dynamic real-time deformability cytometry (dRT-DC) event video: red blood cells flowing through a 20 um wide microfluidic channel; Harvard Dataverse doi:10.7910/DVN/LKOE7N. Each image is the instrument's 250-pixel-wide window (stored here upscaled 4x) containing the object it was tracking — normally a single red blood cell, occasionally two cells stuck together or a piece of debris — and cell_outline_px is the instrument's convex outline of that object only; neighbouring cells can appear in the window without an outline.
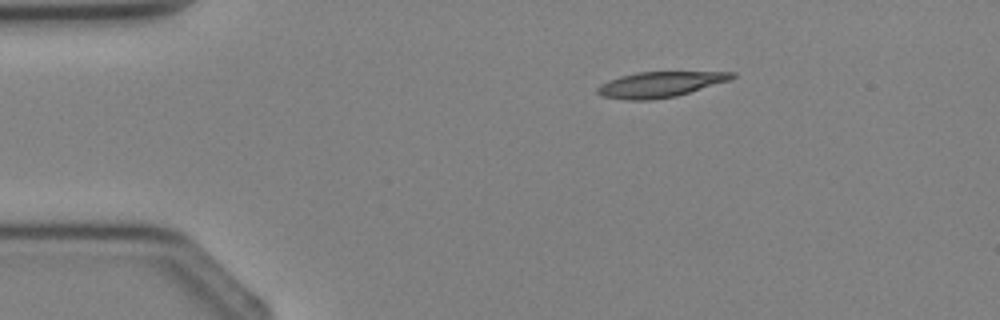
{"species": "Egyptian fruit bat (a non-hibernating species)", "species_latin": "Rousettus aegyptiacus", "temperature_condition": "cold", "stored_images_in_passage": 2, "camera_frame_rate_fps": 3000, "um_per_image_px": 0.085, "animal": {"sex": "female"}, "frame": {"image": 1, "passage_image": 1, "time_ms": 0.0, "image_size_px": [1000, 320], "cell_outline_px": [[736, 76], [728, 80], [676, 96], [652, 100], [624, 100], [600, 96], [596, 92], [596, 88], [600, 84], [608, 80], [620, 76], [636, 72], [736, 72]], "centroid_in_image_um": [56.01, 7.18], "position_along_channel_um": 29.0, "area_um2": 19.94}}